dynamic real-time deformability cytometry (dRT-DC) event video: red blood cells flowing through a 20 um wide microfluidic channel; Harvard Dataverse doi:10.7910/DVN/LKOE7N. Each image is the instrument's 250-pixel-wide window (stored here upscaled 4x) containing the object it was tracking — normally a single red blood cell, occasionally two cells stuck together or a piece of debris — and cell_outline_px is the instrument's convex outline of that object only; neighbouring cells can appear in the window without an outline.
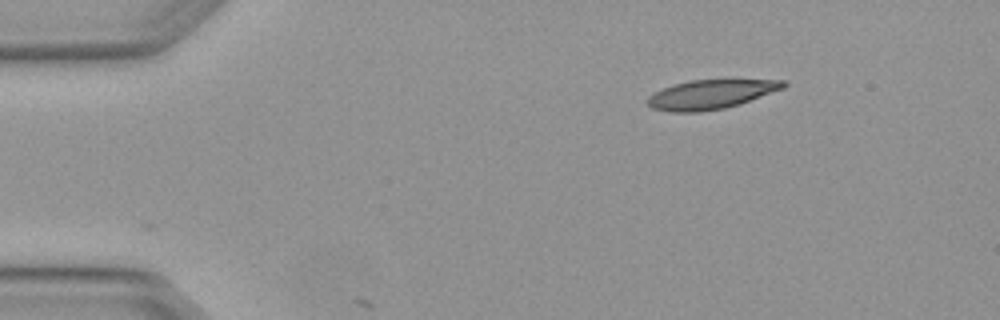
{"species": "Egyptian fruit bat (a non-hibernating species)", "species_latin": "Rousettus aegyptiacus", "temperature_condition": "warm", "stored_images_in_passage": 2, "camera_frame_rate_fps": 3000, "um_per_image_px": 0.085, "animal": {"sex": "female"}, "frame": {"image": 1, "passage_image": 2, "time_ms": 0.333, "image_size_px": [1000, 320], "cell_outline_px": [[788, 84], [784, 88], [740, 104], [724, 108], [700, 112], [672, 112], [652, 108], [644, 100], [648, 96], [672, 84], [688, 80], [788, 80]], "centroid_in_image_um": [60.41, 8.02], "position_along_channel_um": 24.6, "area_um2": 23.18}}